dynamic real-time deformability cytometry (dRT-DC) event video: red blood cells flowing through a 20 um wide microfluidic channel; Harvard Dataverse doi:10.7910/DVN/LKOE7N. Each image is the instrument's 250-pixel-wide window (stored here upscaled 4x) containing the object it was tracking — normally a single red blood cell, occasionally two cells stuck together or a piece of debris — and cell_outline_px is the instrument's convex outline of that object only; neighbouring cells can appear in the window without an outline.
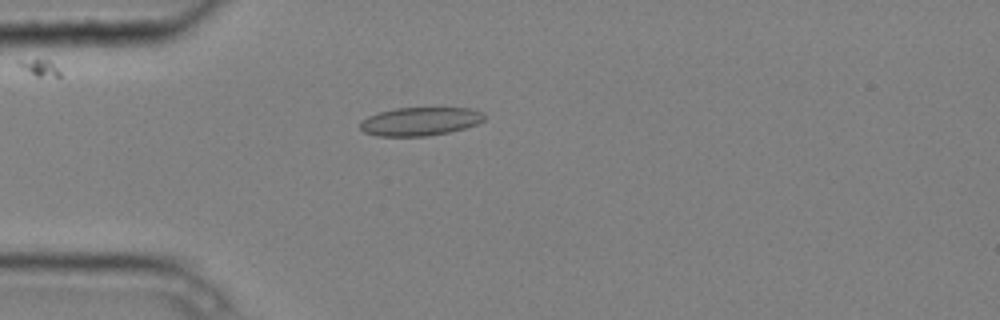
{"species": "common noctule bat (a hibernating species)", "species_latin": "Nyctalus noctula", "temperature_condition": "cold", "stored_images_in_passage": 6, "camera_frame_rate_fps": 3000, "um_per_image_px": 0.085, "animal": {"sex": "male", "body_mass_g": 20.4}, "frame": {"image": 1, "passage_image": 5, "time_ms": 1.333, "image_size_px": [1000, 320], "cell_outline_px": [[484, 120], [476, 124], [464, 128], [448, 132], [428, 136], [376, 136], [364, 132], [360, 128], [360, 120], [368, 116], [380, 112], [396, 108], [472, 108], [484, 112]], "centroid_in_image_um": [35.7, 10.32], "position_along_channel_um": 49.3, "area_um2": 20.58}}